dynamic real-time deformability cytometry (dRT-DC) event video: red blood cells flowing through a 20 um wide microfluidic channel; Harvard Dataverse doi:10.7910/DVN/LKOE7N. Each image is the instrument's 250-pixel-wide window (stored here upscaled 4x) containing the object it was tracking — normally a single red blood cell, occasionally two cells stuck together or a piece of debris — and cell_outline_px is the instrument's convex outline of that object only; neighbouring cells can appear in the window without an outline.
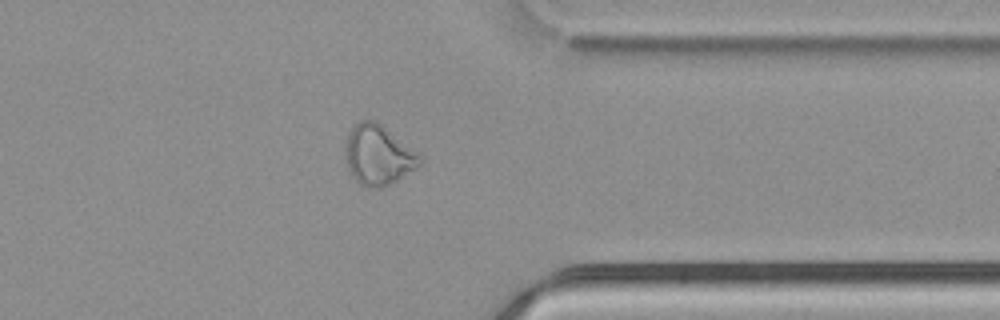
{"species": "common noctule bat (a hibernating species)", "species_latin": "Nyctalus noctula", "temperature_condition": "cold", "stored_images_in_passage": 35, "camera_frame_rate_fps": 3000, "um_per_image_px": 0.085, "animal": {"sex": "male", "body_mass_g": 21.5, "forearm_length_mm": 52.0}, "frame": {"image": 1, "passage_image": 25, "time_ms": 8.0, "image_size_px": [1000, 320], "cell_outline_px": [[424, 160], [416, 168], [396, 180], [380, 188], [368, 188], [360, 184], [348, 172], [344, 156], [344, 148], [348, 132], [360, 120], [376, 120], [420, 152]], "centroid_in_image_um": [32.15, 13.16], "position_along_channel_um": 379.3, "area_um2": 26.53}}